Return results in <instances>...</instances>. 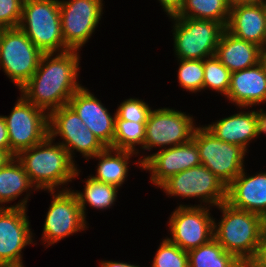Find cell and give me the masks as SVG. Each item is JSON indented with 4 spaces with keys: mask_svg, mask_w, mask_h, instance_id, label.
<instances>
[{
    "mask_svg": "<svg viewBox=\"0 0 266 267\" xmlns=\"http://www.w3.org/2000/svg\"><path fill=\"white\" fill-rule=\"evenodd\" d=\"M44 53L33 76L19 89L22 96L36 107L53 111L64 105L82 86L77 82L78 52ZM47 109V110H46Z\"/></svg>",
    "mask_w": 266,
    "mask_h": 267,
    "instance_id": "6da1fadb",
    "label": "cell"
},
{
    "mask_svg": "<svg viewBox=\"0 0 266 267\" xmlns=\"http://www.w3.org/2000/svg\"><path fill=\"white\" fill-rule=\"evenodd\" d=\"M52 144L53 139L48 135L42 142L16 156L37 190L54 191L79 175L68 151L59 143Z\"/></svg>",
    "mask_w": 266,
    "mask_h": 267,
    "instance_id": "7a4b0ae2",
    "label": "cell"
},
{
    "mask_svg": "<svg viewBox=\"0 0 266 267\" xmlns=\"http://www.w3.org/2000/svg\"><path fill=\"white\" fill-rule=\"evenodd\" d=\"M222 219L214 222V239L246 267L256 256L265 219L252 212L232 207L226 201L217 206Z\"/></svg>",
    "mask_w": 266,
    "mask_h": 267,
    "instance_id": "3957f363",
    "label": "cell"
},
{
    "mask_svg": "<svg viewBox=\"0 0 266 267\" xmlns=\"http://www.w3.org/2000/svg\"><path fill=\"white\" fill-rule=\"evenodd\" d=\"M19 28L43 53L69 51L62 34L59 0H24Z\"/></svg>",
    "mask_w": 266,
    "mask_h": 267,
    "instance_id": "277c9868",
    "label": "cell"
},
{
    "mask_svg": "<svg viewBox=\"0 0 266 267\" xmlns=\"http://www.w3.org/2000/svg\"><path fill=\"white\" fill-rule=\"evenodd\" d=\"M174 23V49L179 59L204 60L216 53L221 35L225 30L222 23L213 20L170 17Z\"/></svg>",
    "mask_w": 266,
    "mask_h": 267,
    "instance_id": "5b68a950",
    "label": "cell"
},
{
    "mask_svg": "<svg viewBox=\"0 0 266 267\" xmlns=\"http://www.w3.org/2000/svg\"><path fill=\"white\" fill-rule=\"evenodd\" d=\"M43 54L19 27L2 29L0 66L19 89L33 76Z\"/></svg>",
    "mask_w": 266,
    "mask_h": 267,
    "instance_id": "8992f818",
    "label": "cell"
},
{
    "mask_svg": "<svg viewBox=\"0 0 266 267\" xmlns=\"http://www.w3.org/2000/svg\"><path fill=\"white\" fill-rule=\"evenodd\" d=\"M192 140L199 150L201 164L227 187L244 169L246 151L216 138L205 127H197Z\"/></svg>",
    "mask_w": 266,
    "mask_h": 267,
    "instance_id": "52a82bcc",
    "label": "cell"
},
{
    "mask_svg": "<svg viewBox=\"0 0 266 267\" xmlns=\"http://www.w3.org/2000/svg\"><path fill=\"white\" fill-rule=\"evenodd\" d=\"M3 118L8 130L10 154L13 157L42 142L49 135V114L28 102L22 95L10 116Z\"/></svg>",
    "mask_w": 266,
    "mask_h": 267,
    "instance_id": "ba28073f",
    "label": "cell"
},
{
    "mask_svg": "<svg viewBox=\"0 0 266 267\" xmlns=\"http://www.w3.org/2000/svg\"><path fill=\"white\" fill-rule=\"evenodd\" d=\"M28 196L15 206L0 207V267H24L22 249L33 242L26 214Z\"/></svg>",
    "mask_w": 266,
    "mask_h": 267,
    "instance_id": "9c48e42d",
    "label": "cell"
},
{
    "mask_svg": "<svg viewBox=\"0 0 266 267\" xmlns=\"http://www.w3.org/2000/svg\"><path fill=\"white\" fill-rule=\"evenodd\" d=\"M48 129L53 140L57 135L63 139L59 144L68 151L72 160L74 150L88 160L106 148L69 105L49 112Z\"/></svg>",
    "mask_w": 266,
    "mask_h": 267,
    "instance_id": "30bf717a",
    "label": "cell"
},
{
    "mask_svg": "<svg viewBox=\"0 0 266 267\" xmlns=\"http://www.w3.org/2000/svg\"><path fill=\"white\" fill-rule=\"evenodd\" d=\"M159 187L168 195L199 197L200 201L216 207L227 198V187L202 164L169 177Z\"/></svg>",
    "mask_w": 266,
    "mask_h": 267,
    "instance_id": "8fae6325",
    "label": "cell"
},
{
    "mask_svg": "<svg viewBox=\"0 0 266 267\" xmlns=\"http://www.w3.org/2000/svg\"><path fill=\"white\" fill-rule=\"evenodd\" d=\"M192 119L184 112L170 108L151 110L146 122L143 150L156 146L163 150L166 146L190 142L197 128Z\"/></svg>",
    "mask_w": 266,
    "mask_h": 267,
    "instance_id": "7c38bea8",
    "label": "cell"
},
{
    "mask_svg": "<svg viewBox=\"0 0 266 267\" xmlns=\"http://www.w3.org/2000/svg\"><path fill=\"white\" fill-rule=\"evenodd\" d=\"M206 206L180 205L169 218L172 243L185 251L207 244L214 238V222Z\"/></svg>",
    "mask_w": 266,
    "mask_h": 267,
    "instance_id": "4fadbf2b",
    "label": "cell"
},
{
    "mask_svg": "<svg viewBox=\"0 0 266 267\" xmlns=\"http://www.w3.org/2000/svg\"><path fill=\"white\" fill-rule=\"evenodd\" d=\"M102 0H59L61 28L65 46L79 51L98 25Z\"/></svg>",
    "mask_w": 266,
    "mask_h": 267,
    "instance_id": "5bb4252c",
    "label": "cell"
},
{
    "mask_svg": "<svg viewBox=\"0 0 266 267\" xmlns=\"http://www.w3.org/2000/svg\"><path fill=\"white\" fill-rule=\"evenodd\" d=\"M52 202L43 227V242L52 245L66 236L85 230L84 219L76 195L70 189L50 191Z\"/></svg>",
    "mask_w": 266,
    "mask_h": 267,
    "instance_id": "9a60e30c",
    "label": "cell"
},
{
    "mask_svg": "<svg viewBox=\"0 0 266 267\" xmlns=\"http://www.w3.org/2000/svg\"><path fill=\"white\" fill-rule=\"evenodd\" d=\"M142 170H149L151 181L159 187L169 177L201 164L199 150L191 140L185 144L167 147L138 162Z\"/></svg>",
    "mask_w": 266,
    "mask_h": 267,
    "instance_id": "2e32d148",
    "label": "cell"
},
{
    "mask_svg": "<svg viewBox=\"0 0 266 267\" xmlns=\"http://www.w3.org/2000/svg\"><path fill=\"white\" fill-rule=\"evenodd\" d=\"M68 105L105 147L113 148L116 112L112 117L102 103L83 86L73 94Z\"/></svg>",
    "mask_w": 266,
    "mask_h": 267,
    "instance_id": "e0dca14e",
    "label": "cell"
},
{
    "mask_svg": "<svg viewBox=\"0 0 266 267\" xmlns=\"http://www.w3.org/2000/svg\"><path fill=\"white\" fill-rule=\"evenodd\" d=\"M204 127L216 138L241 146L247 152L251 140L261 133L266 134V112L262 109L240 112Z\"/></svg>",
    "mask_w": 266,
    "mask_h": 267,
    "instance_id": "ac0fdd59",
    "label": "cell"
},
{
    "mask_svg": "<svg viewBox=\"0 0 266 267\" xmlns=\"http://www.w3.org/2000/svg\"><path fill=\"white\" fill-rule=\"evenodd\" d=\"M243 171L227 186L226 202L232 207L266 218V172L246 176Z\"/></svg>",
    "mask_w": 266,
    "mask_h": 267,
    "instance_id": "d6986e66",
    "label": "cell"
},
{
    "mask_svg": "<svg viewBox=\"0 0 266 267\" xmlns=\"http://www.w3.org/2000/svg\"><path fill=\"white\" fill-rule=\"evenodd\" d=\"M225 29L237 38L261 47L266 43V4L231 6Z\"/></svg>",
    "mask_w": 266,
    "mask_h": 267,
    "instance_id": "ffe728a7",
    "label": "cell"
},
{
    "mask_svg": "<svg viewBox=\"0 0 266 267\" xmlns=\"http://www.w3.org/2000/svg\"><path fill=\"white\" fill-rule=\"evenodd\" d=\"M227 99L241 108L266 102V70L260 63L231 73Z\"/></svg>",
    "mask_w": 266,
    "mask_h": 267,
    "instance_id": "44dd1931",
    "label": "cell"
},
{
    "mask_svg": "<svg viewBox=\"0 0 266 267\" xmlns=\"http://www.w3.org/2000/svg\"><path fill=\"white\" fill-rule=\"evenodd\" d=\"M215 56L231 72L240 71L259 63L260 47L223 31Z\"/></svg>",
    "mask_w": 266,
    "mask_h": 267,
    "instance_id": "7402d4cb",
    "label": "cell"
},
{
    "mask_svg": "<svg viewBox=\"0 0 266 267\" xmlns=\"http://www.w3.org/2000/svg\"><path fill=\"white\" fill-rule=\"evenodd\" d=\"M134 154L136 153L106 147L103 151L92 157L100 161L98 163L97 175L91 177L99 182L112 184L119 188L124 183L128 174V160Z\"/></svg>",
    "mask_w": 266,
    "mask_h": 267,
    "instance_id": "603a6c76",
    "label": "cell"
},
{
    "mask_svg": "<svg viewBox=\"0 0 266 267\" xmlns=\"http://www.w3.org/2000/svg\"><path fill=\"white\" fill-rule=\"evenodd\" d=\"M29 188L37 190L28 177L23 165L16 157L0 169L1 205L2 203H8L17 199L23 192H27Z\"/></svg>",
    "mask_w": 266,
    "mask_h": 267,
    "instance_id": "cb8c5ba5",
    "label": "cell"
},
{
    "mask_svg": "<svg viewBox=\"0 0 266 267\" xmlns=\"http://www.w3.org/2000/svg\"><path fill=\"white\" fill-rule=\"evenodd\" d=\"M189 267H246L213 238L207 244L188 251Z\"/></svg>",
    "mask_w": 266,
    "mask_h": 267,
    "instance_id": "d4e9b609",
    "label": "cell"
},
{
    "mask_svg": "<svg viewBox=\"0 0 266 267\" xmlns=\"http://www.w3.org/2000/svg\"><path fill=\"white\" fill-rule=\"evenodd\" d=\"M230 8L227 0H184L180 12L174 17L213 20L226 27Z\"/></svg>",
    "mask_w": 266,
    "mask_h": 267,
    "instance_id": "484cf974",
    "label": "cell"
},
{
    "mask_svg": "<svg viewBox=\"0 0 266 267\" xmlns=\"http://www.w3.org/2000/svg\"><path fill=\"white\" fill-rule=\"evenodd\" d=\"M85 182L84 193L72 190L77 197L84 219H86V203L100 210L110 208L114 204L118 192V187L94 180L91 176Z\"/></svg>",
    "mask_w": 266,
    "mask_h": 267,
    "instance_id": "4316f807",
    "label": "cell"
},
{
    "mask_svg": "<svg viewBox=\"0 0 266 267\" xmlns=\"http://www.w3.org/2000/svg\"><path fill=\"white\" fill-rule=\"evenodd\" d=\"M145 127L146 123L122 120L116 115L113 148L138 154L139 152L135 149V145H141L143 149Z\"/></svg>",
    "mask_w": 266,
    "mask_h": 267,
    "instance_id": "83f0119b",
    "label": "cell"
},
{
    "mask_svg": "<svg viewBox=\"0 0 266 267\" xmlns=\"http://www.w3.org/2000/svg\"><path fill=\"white\" fill-rule=\"evenodd\" d=\"M231 72L213 55L204 59L203 89L211 88L226 96L230 87Z\"/></svg>",
    "mask_w": 266,
    "mask_h": 267,
    "instance_id": "f1b7e54d",
    "label": "cell"
},
{
    "mask_svg": "<svg viewBox=\"0 0 266 267\" xmlns=\"http://www.w3.org/2000/svg\"><path fill=\"white\" fill-rule=\"evenodd\" d=\"M179 60L178 80L180 86L194 93L203 90L204 60Z\"/></svg>",
    "mask_w": 266,
    "mask_h": 267,
    "instance_id": "f546056e",
    "label": "cell"
},
{
    "mask_svg": "<svg viewBox=\"0 0 266 267\" xmlns=\"http://www.w3.org/2000/svg\"><path fill=\"white\" fill-rule=\"evenodd\" d=\"M159 246L152 267H189L187 251L172 243L168 238L163 239Z\"/></svg>",
    "mask_w": 266,
    "mask_h": 267,
    "instance_id": "4dcf8cb0",
    "label": "cell"
},
{
    "mask_svg": "<svg viewBox=\"0 0 266 267\" xmlns=\"http://www.w3.org/2000/svg\"><path fill=\"white\" fill-rule=\"evenodd\" d=\"M150 111L151 108L146 102L137 98H129L119 105L116 115L122 120L146 123Z\"/></svg>",
    "mask_w": 266,
    "mask_h": 267,
    "instance_id": "1f68e13d",
    "label": "cell"
},
{
    "mask_svg": "<svg viewBox=\"0 0 266 267\" xmlns=\"http://www.w3.org/2000/svg\"><path fill=\"white\" fill-rule=\"evenodd\" d=\"M24 0H0V28L19 27Z\"/></svg>",
    "mask_w": 266,
    "mask_h": 267,
    "instance_id": "d6a6232c",
    "label": "cell"
},
{
    "mask_svg": "<svg viewBox=\"0 0 266 267\" xmlns=\"http://www.w3.org/2000/svg\"><path fill=\"white\" fill-rule=\"evenodd\" d=\"M247 267H266V230L264 229L261 235V240L254 259Z\"/></svg>",
    "mask_w": 266,
    "mask_h": 267,
    "instance_id": "836d02e7",
    "label": "cell"
},
{
    "mask_svg": "<svg viewBox=\"0 0 266 267\" xmlns=\"http://www.w3.org/2000/svg\"><path fill=\"white\" fill-rule=\"evenodd\" d=\"M164 11L169 17L176 16L184 3V0H159Z\"/></svg>",
    "mask_w": 266,
    "mask_h": 267,
    "instance_id": "e575fe53",
    "label": "cell"
},
{
    "mask_svg": "<svg viewBox=\"0 0 266 267\" xmlns=\"http://www.w3.org/2000/svg\"><path fill=\"white\" fill-rule=\"evenodd\" d=\"M0 149L10 153L8 130L3 116L0 115Z\"/></svg>",
    "mask_w": 266,
    "mask_h": 267,
    "instance_id": "d590c367",
    "label": "cell"
},
{
    "mask_svg": "<svg viewBox=\"0 0 266 267\" xmlns=\"http://www.w3.org/2000/svg\"><path fill=\"white\" fill-rule=\"evenodd\" d=\"M230 6L248 5V4H266V0H227Z\"/></svg>",
    "mask_w": 266,
    "mask_h": 267,
    "instance_id": "8d00e7d4",
    "label": "cell"
},
{
    "mask_svg": "<svg viewBox=\"0 0 266 267\" xmlns=\"http://www.w3.org/2000/svg\"><path fill=\"white\" fill-rule=\"evenodd\" d=\"M101 267H140L139 265H133L129 263L124 262H116V261H102L100 263Z\"/></svg>",
    "mask_w": 266,
    "mask_h": 267,
    "instance_id": "74e56055",
    "label": "cell"
},
{
    "mask_svg": "<svg viewBox=\"0 0 266 267\" xmlns=\"http://www.w3.org/2000/svg\"><path fill=\"white\" fill-rule=\"evenodd\" d=\"M14 157L5 150L0 149V169L10 162Z\"/></svg>",
    "mask_w": 266,
    "mask_h": 267,
    "instance_id": "f35d334b",
    "label": "cell"
},
{
    "mask_svg": "<svg viewBox=\"0 0 266 267\" xmlns=\"http://www.w3.org/2000/svg\"><path fill=\"white\" fill-rule=\"evenodd\" d=\"M259 63L266 70V43L260 47Z\"/></svg>",
    "mask_w": 266,
    "mask_h": 267,
    "instance_id": "ab89813d",
    "label": "cell"
},
{
    "mask_svg": "<svg viewBox=\"0 0 266 267\" xmlns=\"http://www.w3.org/2000/svg\"><path fill=\"white\" fill-rule=\"evenodd\" d=\"M2 28H0V40H1Z\"/></svg>",
    "mask_w": 266,
    "mask_h": 267,
    "instance_id": "60d3db41",
    "label": "cell"
}]
</instances>
